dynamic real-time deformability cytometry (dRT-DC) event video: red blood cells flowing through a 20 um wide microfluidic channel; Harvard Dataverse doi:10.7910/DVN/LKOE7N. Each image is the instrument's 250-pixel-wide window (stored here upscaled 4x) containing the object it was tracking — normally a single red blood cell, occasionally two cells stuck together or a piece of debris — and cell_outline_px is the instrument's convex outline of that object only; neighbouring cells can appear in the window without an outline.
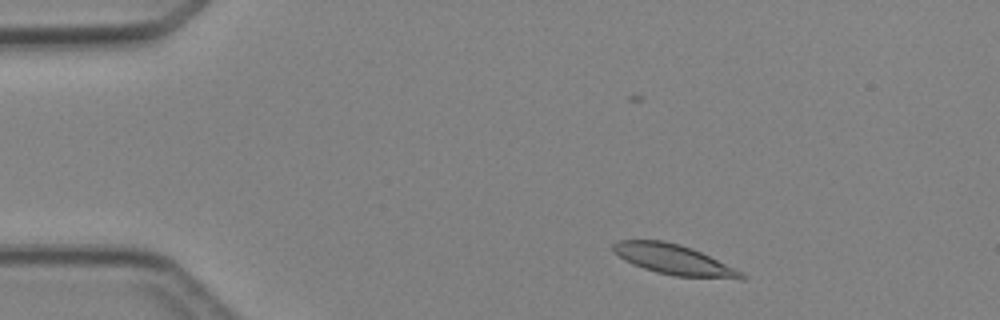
{"species": "Egyptian fruit bat (a non-hibernating species)", "species_latin": "Rousettus aegyptiacus", "temperature_condition": "cold", "stored_images_in_passage": 5, "camera_frame_rate_fps": 3000, "um_per_image_px": 0.085, "animal": {"sex": "female"}, "frame": {"image": 1, "passage_image": 2, "time_ms": 1.0, "image_size_px": [1000, 320], "cell_outline_px": [[748, 276], [744, 280], [740, 280], [676, 276], [656, 272], [632, 264], [624, 260], [612, 248], [612, 244], [616, 240], [664, 240], [680, 244], [692, 248], [744, 272]], "centroid_in_image_um": [57.34, 22.08], "position_along_channel_um": 27.7, "area_um2": 22.77}}
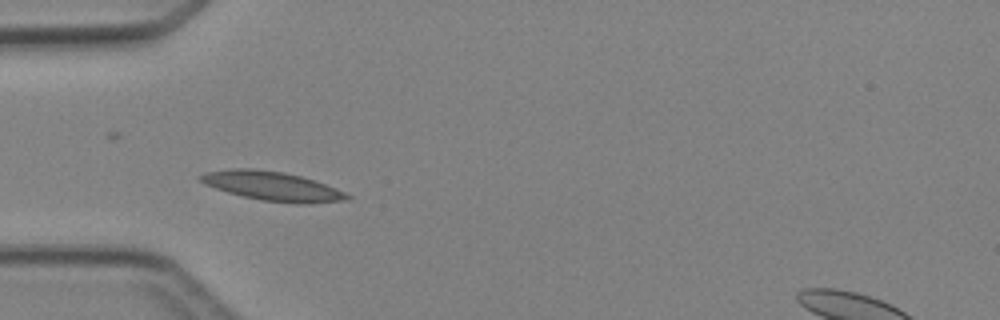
{"frame": {"image": 2, "passage_image": 4, "time_ms": 3.333, "image_size_px": [1000, 320], "cell_outline_px": [[352, 196], [348, 200], [308, 204], [296, 204], [264, 200], [244, 196], [228, 192], [204, 184], [196, 176], [204, 172], [232, 168], [256, 168], [284, 172], [300, 176], [336, 188]], "centroid_in_image_um": [23.13, 15.81], "position_along_channel_um": 61.9, "area_um2": 24.91}}
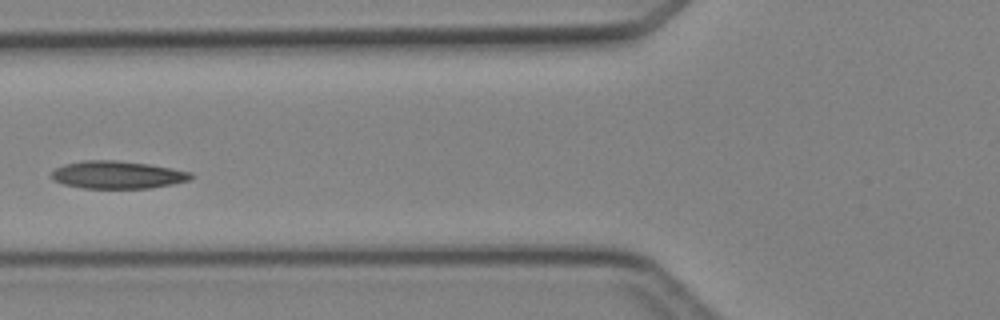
{"frame": {"image": 3, "passage_image": 5, "time_ms": 4.667, "image_size_px": [1000, 320], "cell_outline_px": [[192, 176], [188, 180], [172, 184], [148, 188], [84, 188], [64, 184], [52, 180], [52, 172], [56, 168], [64, 164], [84, 160], [116, 160], [148, 164], [172, 168], [192, 172]], "centroid_in_image_um": [9.97, 14.85], "position_along_channel_um": 115.8, "area_um2": 22.31}}